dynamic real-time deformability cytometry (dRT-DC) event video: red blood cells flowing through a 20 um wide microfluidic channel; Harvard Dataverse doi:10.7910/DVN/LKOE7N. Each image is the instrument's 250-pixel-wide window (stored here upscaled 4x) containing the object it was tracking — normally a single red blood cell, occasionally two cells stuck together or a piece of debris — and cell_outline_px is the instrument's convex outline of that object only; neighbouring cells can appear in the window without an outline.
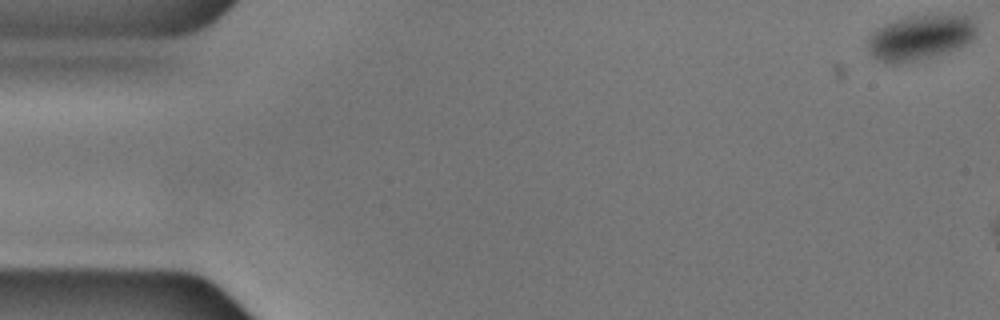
{"species": "common noctule bat (a hibernating species)", "species_latin": "Nyctalus noctula", "temperature_condition": "cold", "stored_images_in_passage": 7, "camera_frame_rate_fps": 3000, "um_per_image_px": 0.085, "animal": {"sex": "male", "body_mass_g": 17.9, "forearm_length_mm": 54.2}, "frame": {"image": 1, "passage_image": 1, "time_ms": 0.0, "image_size_px": [1000, 320], "cell_outline_px": [[976, 36], [968, 44], [944, 52], [916, 60], [896, 64], [884, 64], [872, 56], [868, 52], [868, 36], [876, 28], [884, 24], [908, 16], [972, 16], [976, 24]], "centroid_in_image_um": [78.18, 3.19], "position_along_channel_um": 6.8, "area_um2": 28.44}}